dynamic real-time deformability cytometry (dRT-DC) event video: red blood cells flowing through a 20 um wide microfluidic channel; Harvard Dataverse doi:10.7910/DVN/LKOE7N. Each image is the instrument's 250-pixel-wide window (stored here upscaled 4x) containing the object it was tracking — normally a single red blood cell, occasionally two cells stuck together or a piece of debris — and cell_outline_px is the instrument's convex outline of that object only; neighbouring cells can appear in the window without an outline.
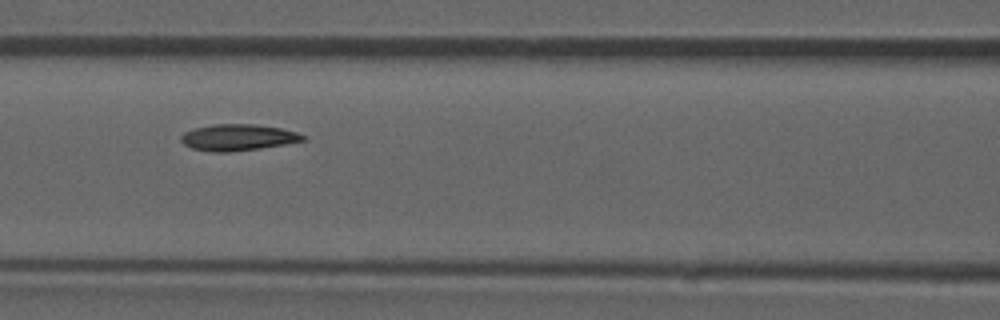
{"species": "common noctule bat (a hibernating species)", "species_latin": "Nyctalus noctula", "temperature_condition": "room temperature", "stored_images_in_passage": 54, "camera_frame_rate_fps": 3000, "um_per_image_px": 0.085, "animal": {"sex": "male", "forearm_length_mm": 52.5}, "frame": {"image": 1, "passage_image": 24, "time_ms": 7.667, "image_size_px": [1000, 320], "cell_outline_px": [[308, 140], [260, 148], [232, 152], [212, 152], [192, 148], [184, 144], [180, 140], [180, 136], [184, 132], [196, 128], [216, 124], [256, 124], [280, 128], [296, 132], [308, 136]], "centroid_in_image_um": [20.25, 11.68], "position_along_channel_um": 146.3, "area_um2": 18.79}, "authors_computed_cell_mechanics": {"area_um2": 18.5538, "velocity_mm_per_s": 3.8281, "shape_relaxation_time_tau1_ms": 5.6271, "shape_relaxation_time_tau2_ms": 4.0587, "deformation_change_tau1": 0.1483, "deformation_change_tau2": 0.0759}}